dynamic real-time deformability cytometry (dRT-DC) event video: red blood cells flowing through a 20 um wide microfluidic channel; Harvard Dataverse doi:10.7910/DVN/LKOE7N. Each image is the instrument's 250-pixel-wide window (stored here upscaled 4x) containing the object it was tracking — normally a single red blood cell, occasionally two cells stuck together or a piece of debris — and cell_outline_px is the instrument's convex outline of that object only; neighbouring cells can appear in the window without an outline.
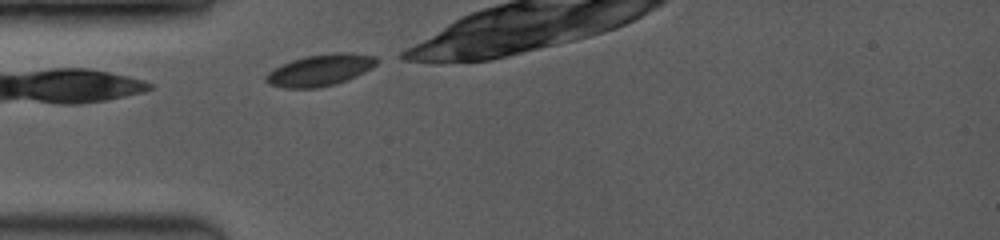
{"species": "common noctule bat (a hibernating species)", "species_latin": "Nyctalus noctula", "temperature_condition": "room temperature", "stored_images_in_passage": 3, "camera_frame_rate_fps": 3500, "um_per_image_px": 0.085, "animal": {"sex": "female", "body_mass_g": 19.0, "forearm_length_mm": 53.3}, "frame": {"image": 1, "passage_image": 1, "time_ms": 0.0, "image_size_px": [1000, 240], "cell_outline_px": [[380, 60], [376, 64], [364, 72], [356, 76], [336, 84], [316, 88], [284, 88], [268, 84], [264, 80], [264, 76], [268, 72], [292, 60], [304, 56], [332, 52], [348, 52], [376, 56]], "centroid_in_image_um": [27.21, 5.95], "position_along_channel_um": 57.8, "area_um2": 20.46}}